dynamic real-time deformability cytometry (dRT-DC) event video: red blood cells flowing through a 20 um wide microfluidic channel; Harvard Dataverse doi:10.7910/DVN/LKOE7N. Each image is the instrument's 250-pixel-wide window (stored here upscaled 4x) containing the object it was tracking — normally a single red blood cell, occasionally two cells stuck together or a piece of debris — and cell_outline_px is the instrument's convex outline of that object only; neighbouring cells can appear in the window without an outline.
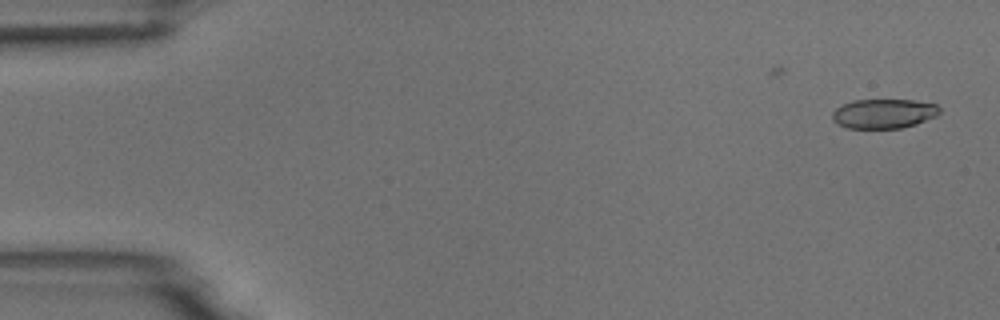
{"species": "common noctule bat (a hibernating species)", "species_latin": "Nyctalus noctula", "temperature_condition": "room temperature", "stored_images_in_passage": 14, "camera_frame_rate_fps": 3000, "um_per_image_px": 0.085, "animal": {"sex": "male", "body_mass_g": 18.8}, "frame": {"image": 1, "passage_image": 1, "time_ms": 0.0, "image_size_px": [1000, 320], "cell_outline_px": [[940, 112], [936, 116], [916, 124], [900, 128], [848, 128], [836, 124], [832, 120], [832, 112], [836, 108], [852, 100], [912, 100], [936, 104], [940, 108]], "centroid_in_image_um": [75.1, 9.66], "position_along_channel_um": 9.9, "area_um2": 18.44}}
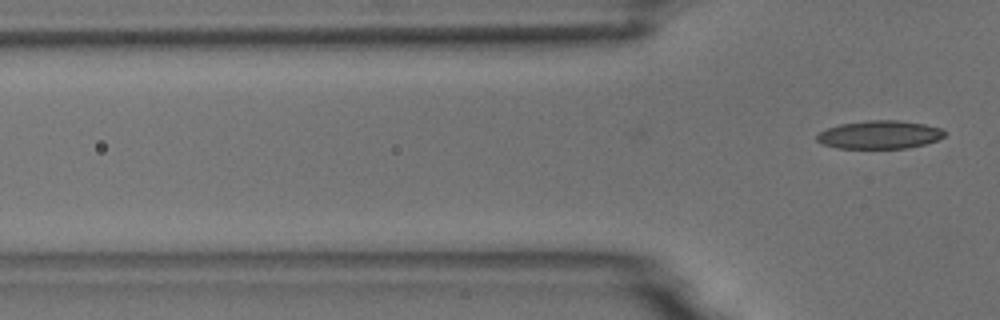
{"frame": {"image": 2, "passage_image": 14, "time_ms": 4.333, "image_size_px": [1000, 320], "cell_outline_px": [[944, 136], [936, 140], [924, 144], [908, 148], [836, 148], [824, 144], [816, 140], [816, 136], [820, 132], [828, 128], [840, 124], [868, 120], [896, 120], [924, 124], [940, 128], [944, 132]], "centroid_in_image_um": [74.74, 11.45], "position_along_channel_um": 51.1, "area_um2": 20.75}}